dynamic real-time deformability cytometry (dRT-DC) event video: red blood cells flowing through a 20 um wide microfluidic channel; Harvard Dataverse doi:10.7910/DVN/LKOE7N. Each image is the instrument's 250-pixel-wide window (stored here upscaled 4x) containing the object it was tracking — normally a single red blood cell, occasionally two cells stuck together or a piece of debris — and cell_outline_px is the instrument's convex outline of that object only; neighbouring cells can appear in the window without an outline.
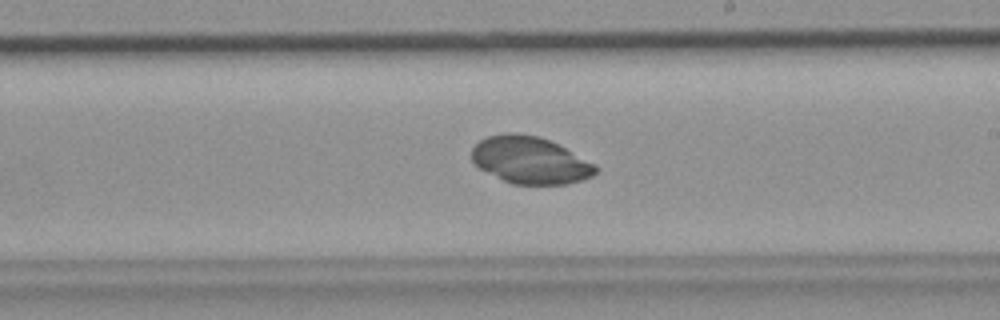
{"species": "common noctule bat (a hibernating species)", "species_latin": "Nyctalus noctula", "temperature_condition": "room temperature", "stored_images_in_passage": 36, "camera_frame_rate_fps": 3000, "um_per_image_px": 0.085, "animal": {"sex": "female", "body_mass_g": 19.9}, "frame": {"image": 1, "passage_image": 26, "time_ms": 8.333, "image_size_px": [1000, 320], "cell_outline_px": [[600, 168], [592, 176], [580, 180], [564, 184], [512, 184], [480, 168], [472, 160], [472, 148], [480, 140], [488, 136], [508, 132], [516, 132], [536, 136], [548, 140], [596, 164]], "centroid_in_image_um": [45.06, 13.61], "position_along_channel_um": 243.9, "area_um2": 33.58}}